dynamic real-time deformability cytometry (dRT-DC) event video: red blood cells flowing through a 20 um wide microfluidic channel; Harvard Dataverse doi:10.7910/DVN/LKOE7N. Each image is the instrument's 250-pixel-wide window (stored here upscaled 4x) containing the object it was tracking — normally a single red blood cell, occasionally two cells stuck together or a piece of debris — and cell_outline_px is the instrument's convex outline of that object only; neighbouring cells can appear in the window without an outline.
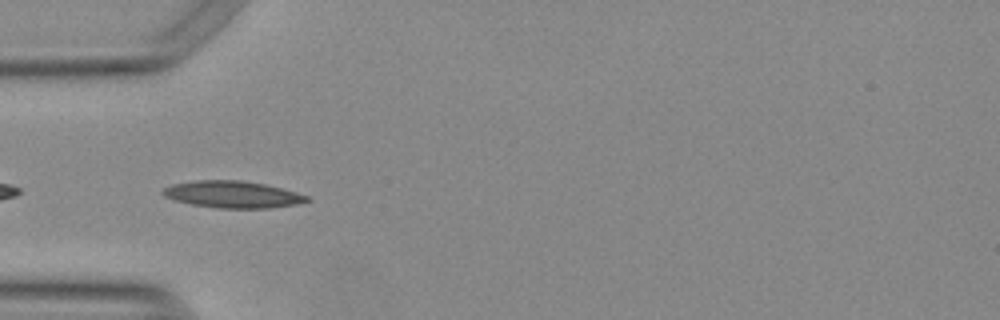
{"species": "Egyptian fruit bat (a non-hibernating species)", "species_latin": "Rousettus aegyptiacus", "temperature_condition": "warm", "stored_images_in_passage": 39, "camera_frame_rate_fps": 3000, "um_per_image_px": 0.085, "animal": {"sex": "female"}, "frame": {"image": 1, "passage_image": 2, "time_ms": 0.333, "image_size_px": [1000, 320], "cell_outline_px": [[308, 200], [296, 204], [268, 208], [216, 208], [192, 204], [176, 200], [164, 196], [160, 192], [164, 188], [172, 184], [196, 180], [240, 180], [264, 184], [284, 188], [308, 196]], "centroid_in_image_um": [19.75, 16.52], "position_along_channel_um": 65.3, "area_um2": 22.43}}
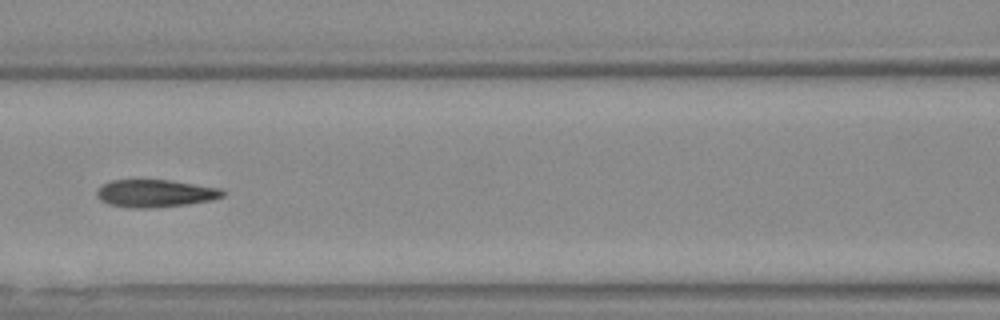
{"frame": {"image": 2, "passage_image": 9, "time_ms": 2.667, "image_size_px": [1000, 320], "cell_outline_px": [[224, 196], [212, 200], [188, 204], [148, 208], [132, 208], [108, 204], [100, 200], [96, 196], [96, 192], [104, 184], [112, 180], [168, 180], [220, 188], [224, 192]], "centroid_in_image_um": [13.19, 16.44], "position_along_channel_um": 153.4, "area_um2": 20.06}}
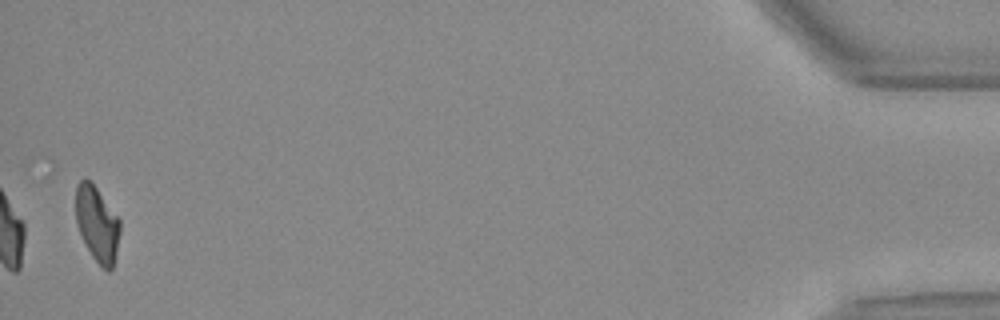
{"frame": {"image": 3, "passage_image": 38, "time_ms": 12.333, "image_size_px": [1000, 320], "cell_outline_px": [[120, 232], [116, 252], [112, 268], [108, 272], [92, 256], [80, 232], [76, 220], [76, 184], [80, 180], [88, 180], [96, 188], [120, 220]], "centroid_in_image_um": [8.26, 19.03], "position_along_channel_um": 426.9, "area_um2": 18.84}, "authors_computed_cell_mechanics": {"area_um2": 20.5768, "velocity_mm_per_s": 3.7815, "shape_relaxation_time_tau1_ms": null, "shape_relaxation_time_tau2_ms": 3.1897, "deformation_change_tau1": null, "deformation_change_tau2": 0.1023}}